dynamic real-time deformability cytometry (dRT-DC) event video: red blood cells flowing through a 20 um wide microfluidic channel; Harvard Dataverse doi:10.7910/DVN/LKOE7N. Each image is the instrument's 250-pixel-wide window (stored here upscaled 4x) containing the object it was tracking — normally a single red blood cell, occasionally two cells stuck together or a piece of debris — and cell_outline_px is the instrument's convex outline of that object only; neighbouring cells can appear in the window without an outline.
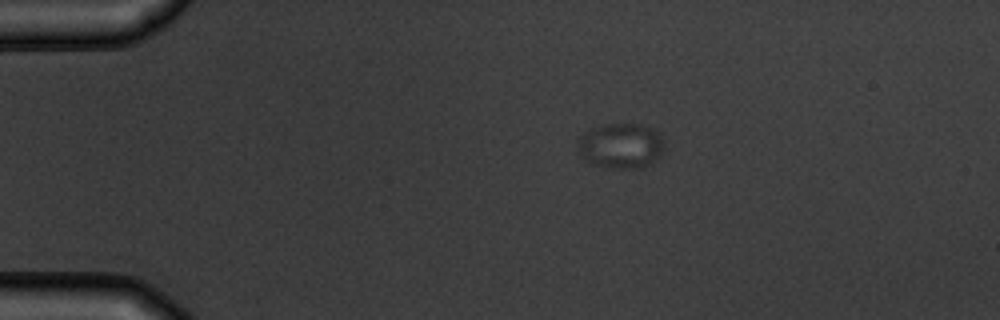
{"species": "common noctule bat (a hibernating species)", "species_latin": "Nyctalus noctula", "temperature_condition": "warm", "stored_images_in_passage": 5, "camera_frame_rate_fps": 3000, "um_per_image_px": 0.085, "animal": {"sex": "male", "body_mass_g": 19.5, "forearm_length_mm": 54.6}, "frame": {"image": 1, "passage_image": 1, "time_ms": 0.0, "image_size_px": [1000, 320], "cell_outline_px": [[664, 148], [660, 156], [648, 164], [640, 168], [612, 168], [588, 164], [576, 152], [576, 144], [580, 136], [584, 132], [592, 128], [604, 124], [640, 124], [652, 128], [664, 140]], "centroid_in_image_um": [52.71, 12.4], "position_along_channel_um": 32.3, "area_um2": 23.18}}
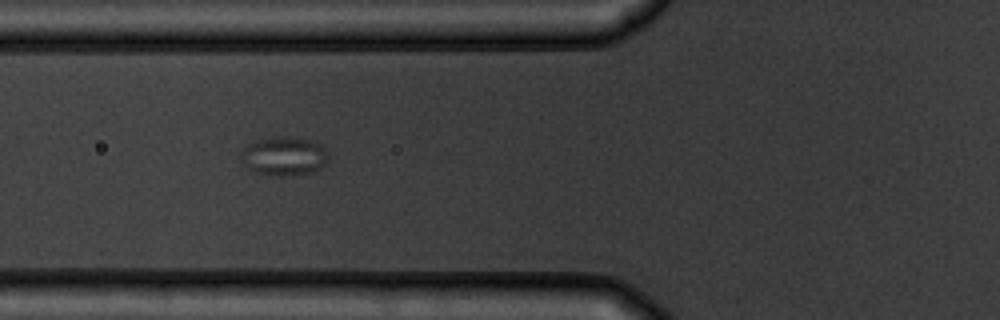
{"frame": {"image": 2, "passage_image": 4, "time_ms": 3.333, "image_size_px": [1000, 320], "cell_outline_px": [[328, 160], [320, 168], [312, 172], [284, 176], [276, 176], [252, 172], [240, 160], [240, 152], [244, 148], [256, 140], [272, 136], [288, 136], [312, 140], [320, 144], [328, 152]], "centroid_in_image_um": [24.12, 13.26], "position_along_channel_um": 101.7, "area_um2": 20.06}}
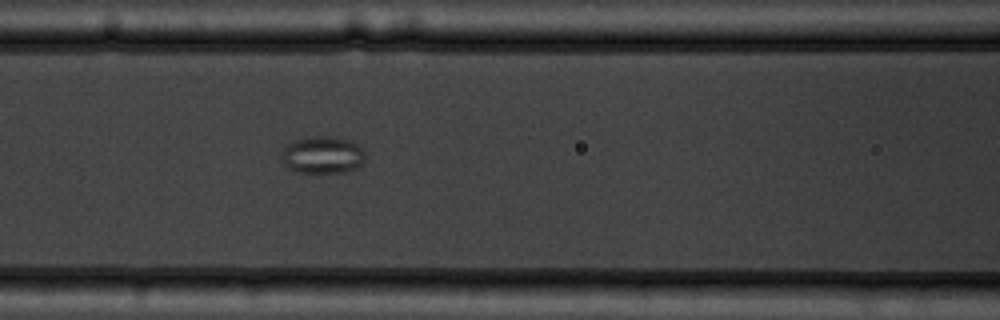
{"frame": {"image": 3, "passage_image": 5, "time_ms": 4.333, "image_size_px": [1000, 320], "cell_outline_px": [[364, 164], [344, 172], [296, 172], [284, 164], [280, 156], [280, 152], [292, 140], [316, 136], [328, 136], [348, 140], [356, 144], [364, 152]], "centroid_in_image_um": [27.38, 13.17], "position_along_channel_um": 139.2, "area_um2": 18.03}}